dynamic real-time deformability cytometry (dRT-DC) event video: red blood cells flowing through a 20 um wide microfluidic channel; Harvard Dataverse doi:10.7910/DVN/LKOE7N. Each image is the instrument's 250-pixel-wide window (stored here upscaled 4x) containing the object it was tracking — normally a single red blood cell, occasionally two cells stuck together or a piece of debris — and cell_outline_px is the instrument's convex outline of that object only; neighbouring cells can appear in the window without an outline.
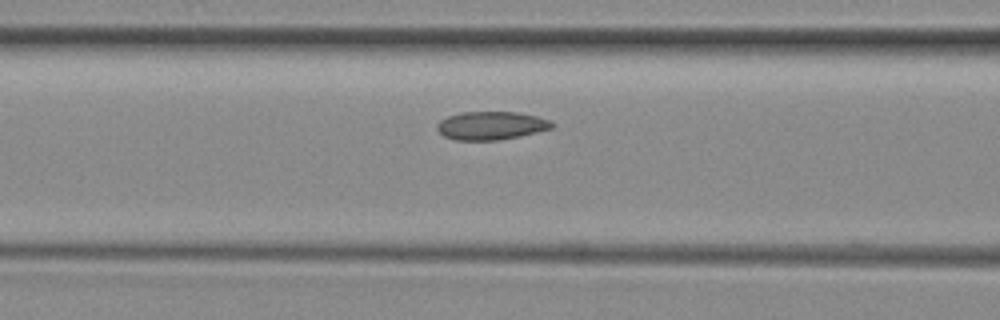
{"species": "common noctule bat (a hibernating species)", "species_latin": "Nyctalus noctula", "temperature_condition": "room temperature", "stored_images_in_passage": 8, "camera_frame_rate_fps": 3000, "um_per_image_px": 0.085, "animal": {"sex": "female", "body_mass_g": 29.2, "forearm_length_mm": 56.3}, "frame": {"image": 1, "passage_image": 7, "time_ms": 2.0, "image_size_px": [1000, 320], "cell_outline_px": [[556, 124], [552, 128], [520, 136], [496, 140], [456, 140], [444, 136], [436, 128], [436, 124], [440, 120], [448, 116], [460, 112], [516, 112], [536, 116], [552, 120]], "centroid_in_image_um": [41.75, 10.67], "position_along_channel_um": 124.8, "area_um2": 18.96}}